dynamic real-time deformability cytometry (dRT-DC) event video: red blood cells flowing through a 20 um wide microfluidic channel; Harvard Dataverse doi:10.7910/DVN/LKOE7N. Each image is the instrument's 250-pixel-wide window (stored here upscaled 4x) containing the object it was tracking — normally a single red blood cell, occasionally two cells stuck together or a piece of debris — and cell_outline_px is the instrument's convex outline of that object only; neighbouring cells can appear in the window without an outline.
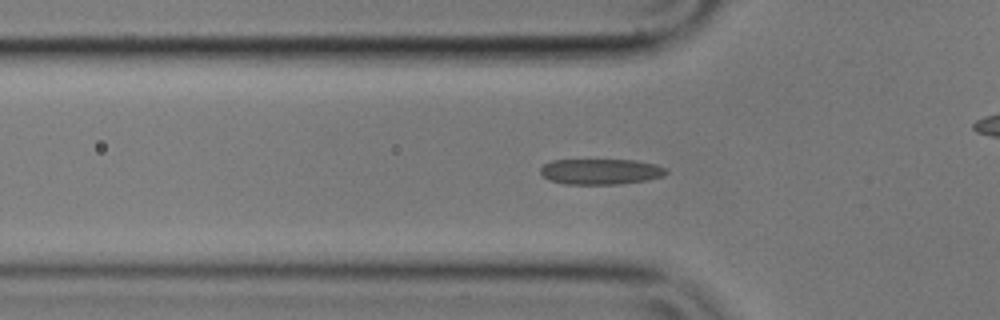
{"species": "common noctule bat (a hibernating species)", "species_latin": "Nyctalus noctula", "temperature_condition": "cold", "stored_images_in_passage": 57, "camera_frame_rate_fps": 3000, "um_per_image_px": 0.085, "animal": {"sex": "male", "body_mass_g": 17.9}, "frame": {"image": 1, "passage_image": 18, "time_ms": 5.667, "image_size_px": [1000, 320], "cell_outline_px": [[668, 172], [664, 176], [648, 180], [616, 184], [564, 184], [552, 180], [544, 176], [540, 172], [540, 168], [544, 164], [552, 160], [636, 160], [656, 164], [664, 168]], "centroid_in_image_um": [51.08, 14.58], "position_along_channel_um": 74.7, "area_um2": 18.73}}
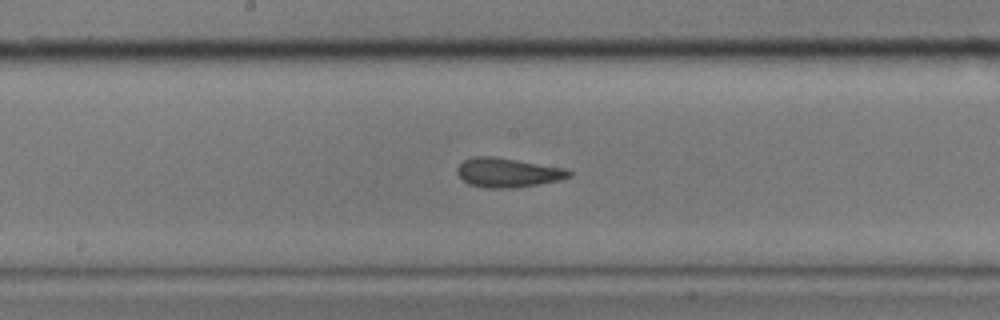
{"frame": {"image": 2, "passage_image": 29, "time_ms": 9.333, "image_size_px": [1000, 320], "cell_outline_px": [[572, 176], [540, 184], [516, 188], [484, 188], [468, 184], [456, 172], [456, 168], [464, 160], [472, 156], [492, 156], [568, 168], [572, 172]], "centroid_in_image_um": [43.16, 14.67], "position_along_channel_um": 205.0, "area_um2": 19.25}}
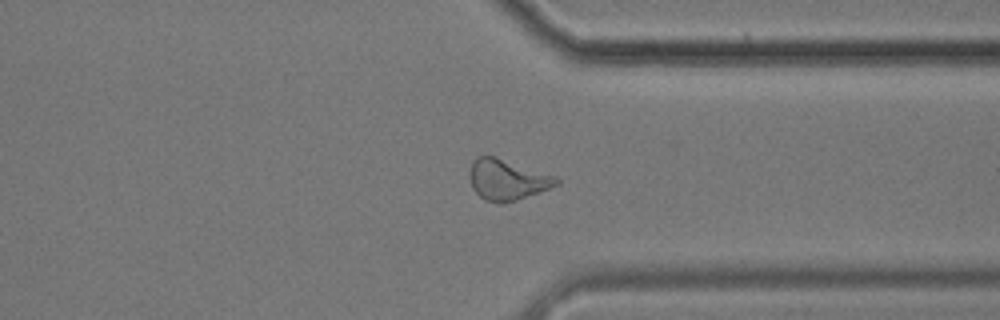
{"frame": {"image": 3, "passage_image": 43, "time_ms": 14.0, "image_size_px": [1000, 320], "cell_outline_px": [[560, 184], [516, 200], [504, 204], [500, 204], [484, 200], [472, 188], [472, 160], [476, 156], [496, 156], [556, 176], [560, 180]], "centroid_in_image_um": [43.14, 15.28], "position_along_channel_um": 368.3, "area_um2": 20.4}, "authors_computed_cell_mechanics": {"area_um2": 19.2474, "velocity_mm_per_s": 3.5297, "shape_relaxation_time_tau1_ms": 6.4632, "shape_relaxation_time_tau2_ms": 1.7649, "deformation_change_tau1": 0.1533, "deformation_change_tau2": 0.0848}}